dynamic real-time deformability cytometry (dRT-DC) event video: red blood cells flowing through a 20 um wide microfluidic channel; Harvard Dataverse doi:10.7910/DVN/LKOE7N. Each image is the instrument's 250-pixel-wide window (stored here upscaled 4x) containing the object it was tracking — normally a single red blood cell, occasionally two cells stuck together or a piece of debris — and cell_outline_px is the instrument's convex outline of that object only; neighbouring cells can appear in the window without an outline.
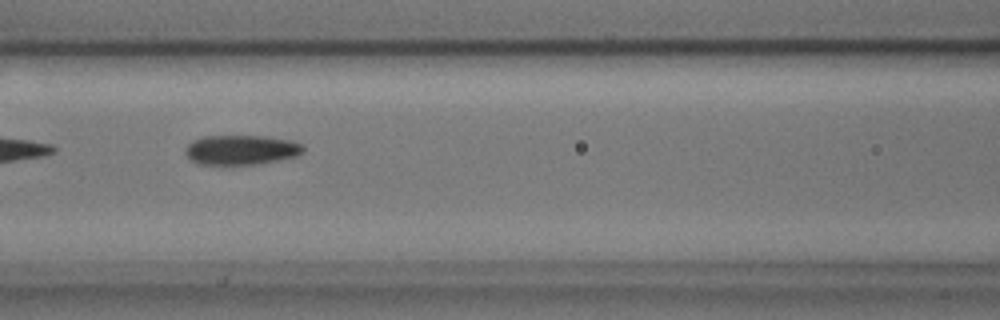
{"species": "common noctule bat (a hibernating species)", "species_latin": "Nyctalus noctula", "temperature_condition": "cold", "stored_images_in_passage": 4, "camera_frame_rate_fps": 3000, "um_per_image_px": 0.085, "animal": {"sex": "male", "body_mass_g": 17.9, "forearm_length_mm": 54.2}, "frame": {"image": 1, "passage_image": 3, "time_ms": 0.667, "image_size_px": [1000, 320], "cell_outline_px": [[304, 152], [296, 156], [256, 164], [196, 164], [184, 152], [184, 148], [188, 144], [204, 136], [268, 136], [292, 140], [304, 144]], "centroid_in_image_um": [20.53, 12.73], "position_along_channel_um": 146.1, "area_um2": 20.4}}
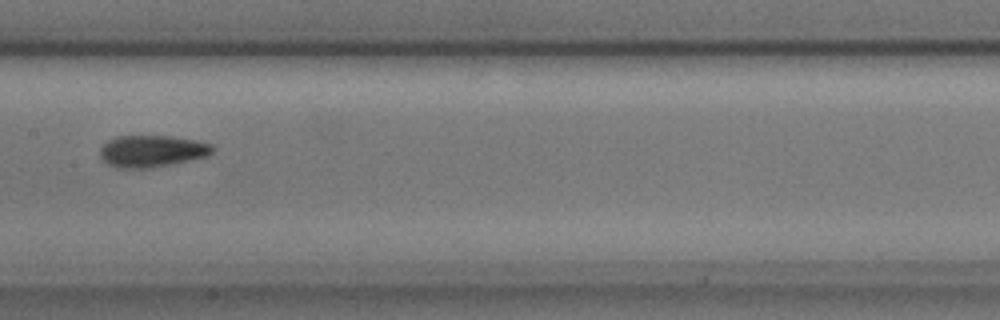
{"frame": {"image": 2, "passage_image": 4, "time_ms": 1.0, "image_size_px": [1000, 320], "cell_outline_px": [[216, 148], [208, 156], [148, 168], [116, 168], [108, 164], [100, 156], [100, 148], [108, 140], [116, 136], [168, 136], [192, 140], [212, 144]], "centroid_in_image_um": [12.89, 12.84], "position_along_channel_um": 194.5, "area_um2": 20.63}}